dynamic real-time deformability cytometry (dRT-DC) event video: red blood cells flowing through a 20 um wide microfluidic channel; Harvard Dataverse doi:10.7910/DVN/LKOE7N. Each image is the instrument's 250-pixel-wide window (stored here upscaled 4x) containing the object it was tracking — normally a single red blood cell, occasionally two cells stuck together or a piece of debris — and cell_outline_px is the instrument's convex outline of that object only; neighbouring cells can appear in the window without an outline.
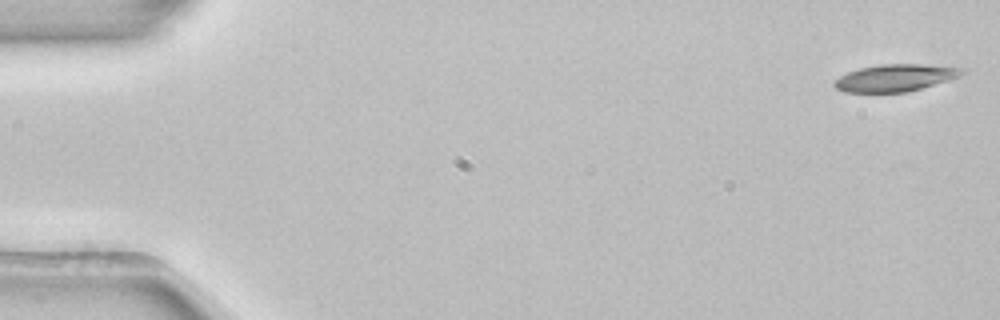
{"species": "common noctule bat (a hibernating species)", "species_latin": "Nyctalus noctula", "temperature_condition": "room temperature", "stored_images_in_passage": 52, "camera_frame_rate_fps": 3000, "um_per_image_px": 0.085, "animal": {"sex": "female", "body_mass_g": 22.7, "forearm_length_mm": 54.2}, "frame": {"image": 1, "passage_image": 1, "time_ms": 0.0, "image_size_px": [1000, 320], "cell_outline_px": [[964, 72], [960, 76], [948, 80], [908, 92], [844, 92], [836, 88], [832, 84], [832, 80], [848, 72], [860, 68], [880, 64], [924, 64], [964, 68]], "centroid_in_image_um": [76.06, 6.61], "position_along_channel_um": 8.9, "area_um2": 20.17}}
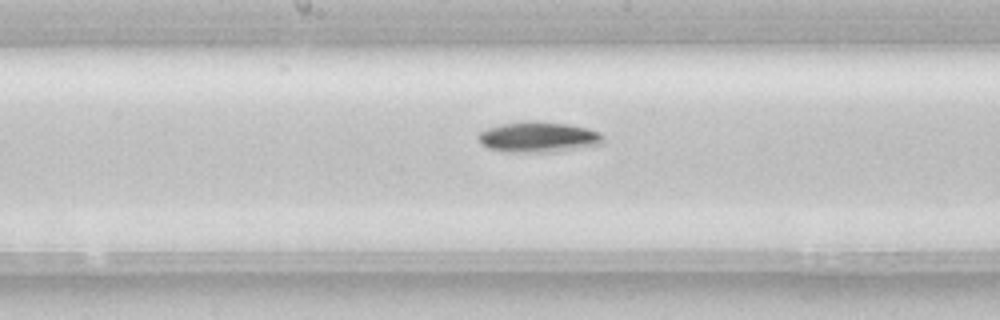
{"frame": {"image": 2, "passage_image": 27, "time_ms": 8.667, "image_size_px": [1000, 320], "cell_outline_px": [[604, 140], [600, 144], [556, 152], [508, 152], [488, 148], [476, 136], [480, 132], [488, 128], [504, 124], [528, 120], [536, 120], [568, 124], [588, 128], [600, 132], [604, 136]], "centroid_in_image_um": [45.8, 11.64], "position_along_channel_um": 202.4, "area_um2": 22.25}}
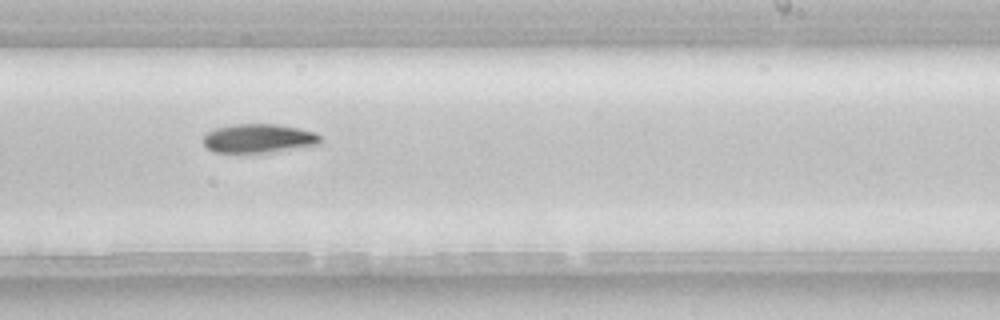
{"frame": {"image": 3, "passage_image": 32, "time_ms": 10.333, "image_size_px": [1000, 320], "cell_outline_px": [[324, 140], [320, 144], [268, 152], [212, 152], [204, 144], [204, 136], [208, 132], [216, 128], [232, 124], [276, 124], [300, 128], [312, 132], [320, 136]], "centroid_in_image_um": [21.99, 11.75], "position_along_channel_um": 267.0, "area_um2": 19.54}, "authors_computed_cell_mechanics": {"area_um2": 20.4034, "velocity_mm_per_s": 3.8993, "shape_relaxation_time_tau1_ms": 2.7645, "shape_relaxation_time_tau2_ms": null, "deformation_change_tau1": 0.0747, "deformation_change_tau2": null}}